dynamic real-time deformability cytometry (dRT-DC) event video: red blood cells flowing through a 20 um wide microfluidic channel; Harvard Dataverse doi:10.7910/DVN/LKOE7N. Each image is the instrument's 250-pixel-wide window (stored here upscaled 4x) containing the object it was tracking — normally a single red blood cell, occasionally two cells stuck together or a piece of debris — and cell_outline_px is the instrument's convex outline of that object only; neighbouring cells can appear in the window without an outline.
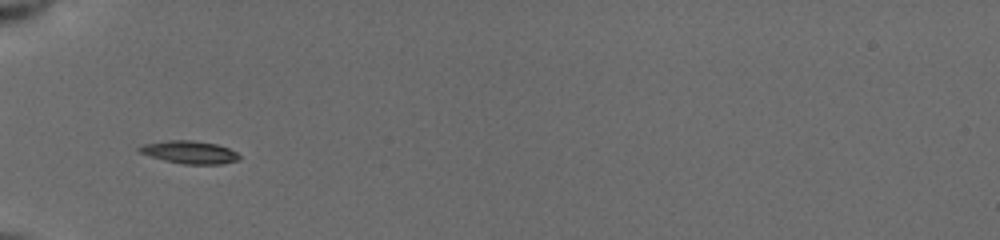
{"species": "common noctule bat (a hibernating species)", "species_latin": "Nyctalus noctula", "temperature_condition": "cold", "stored_images_in_passage": 3, "camera_frame_rate_fps": 3000, "um_per_image_px": 0.085, "animal": {"sex": "female", "body_mass_g": 19.5, "forearm_length_mm": 54.1}, "frame": {"image": 1, "passage_image": 2, "time_ms": 0.667, "image_size_px": [1000, 240], "cell_outline_px": [[240, 160], [220, 164], [184, 164], [164, 160], [136, 152], [136, 148], [144, 144], [168, 140], [192, 140], [216, 144], [228, 148], [236, 152], [240, 156]], "centroid_in_image_um": [16.08, 12.94], "position_along_channel_um": 68.9, "area_um2": 13.29}}